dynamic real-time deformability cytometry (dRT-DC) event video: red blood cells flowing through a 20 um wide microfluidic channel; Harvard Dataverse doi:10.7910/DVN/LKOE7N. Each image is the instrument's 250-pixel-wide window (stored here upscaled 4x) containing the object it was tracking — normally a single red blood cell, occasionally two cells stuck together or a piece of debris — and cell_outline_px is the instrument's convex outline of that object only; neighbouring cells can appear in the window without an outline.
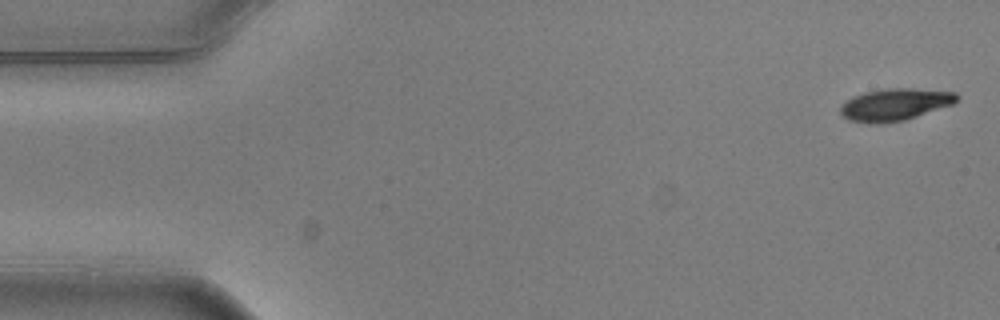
{"species": "common noctule bat (a hibernating species)", "species_latin": "Nyctalus noctula", "temperature_condition": "warm", "stored_images_in_passage": 4, "camera_frame_rate_fps": 3000, "um_per_image_px": 0.085, "animal": {"sex": "male", "body_mass_g": 20.5, "forearm_length_mm": 52.5}, "frame": {"image": 1, "passage_image": 1, "time_ms": 0.0, "image_size_px": [1000, 320], "cell_outline_px": [[960, 96], [952, 104], [904, 120], [880, 124], [848, 120], [840, 112], [840, 104], [852, 96], [864, 92], [884, 88], [912, 88], [956, 92]], "centroid_in_image_um": [76.04, 8.87], "position_along_channel_um": 9.0, "area_um2": 21.73}}
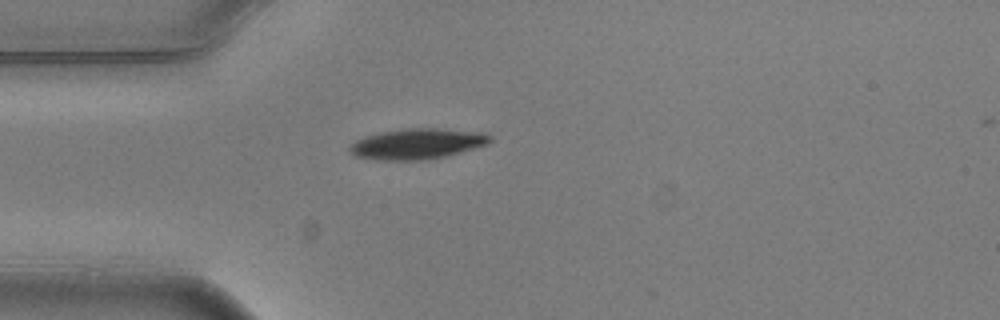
{"frame": {"image": 2, "passage_image": 4, "time_ms": 1.0, "image_size_px": [1000, 320], "cell_outline_px": [[492, 140], [488, 144], [448, 156], [420, 160], [384, 160], [356, 156], [348, 148], [356, 140], [364, 136], [380, 132], [400, 128], [436, 128], [488, 132], [492, 136]], "centroid_in_image_um": [35.53, 12.2], "position_along_channel_um": 49.5, "area_um2": 25.2}}